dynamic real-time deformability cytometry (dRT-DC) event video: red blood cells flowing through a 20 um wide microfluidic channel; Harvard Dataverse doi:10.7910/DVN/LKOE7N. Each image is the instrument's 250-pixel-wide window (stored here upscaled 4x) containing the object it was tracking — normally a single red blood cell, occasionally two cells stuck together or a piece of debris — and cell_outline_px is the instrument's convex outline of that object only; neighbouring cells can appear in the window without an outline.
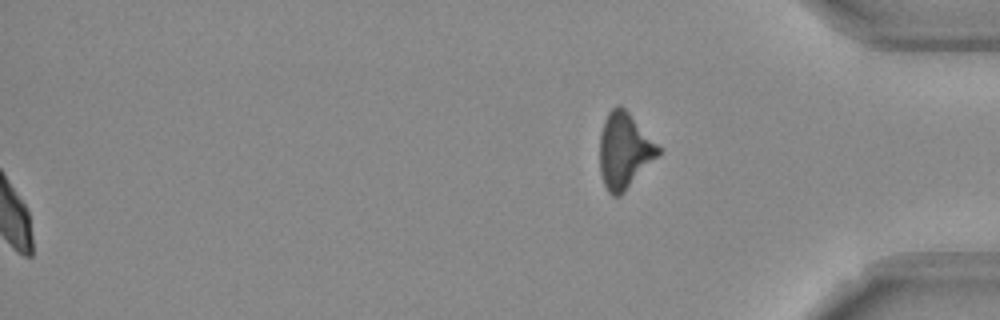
{"species": "Egyptian fruit bat (a non-hibernating species)", "species_latin": "Rousettus aegyptiacus", "temperature_condition": "room temperature", "stored_images_in_passage": 55, "segment_of_instrument_passage": [2, 2], "camera_frame_rate_fps": 3000, "um_per_image_px": 0.085, "frame": {"image": 1, "passage_image": 55, "time_ms": 18.0, "image_size_px": [1000, 320], "cell_outline_px": [[660, 152], [624, 192], [620, 196], [612, 196], [608, 192], [604, 184], [600, 172], [600, 132], [604, 120], [608, 112], [616, 104], [620, 104], [628, 112], [660, 148]], "centroid_in_image_um": [53.02, 12.79], "position_along_channel_um": 382.2, "area_um2": 25.32}}